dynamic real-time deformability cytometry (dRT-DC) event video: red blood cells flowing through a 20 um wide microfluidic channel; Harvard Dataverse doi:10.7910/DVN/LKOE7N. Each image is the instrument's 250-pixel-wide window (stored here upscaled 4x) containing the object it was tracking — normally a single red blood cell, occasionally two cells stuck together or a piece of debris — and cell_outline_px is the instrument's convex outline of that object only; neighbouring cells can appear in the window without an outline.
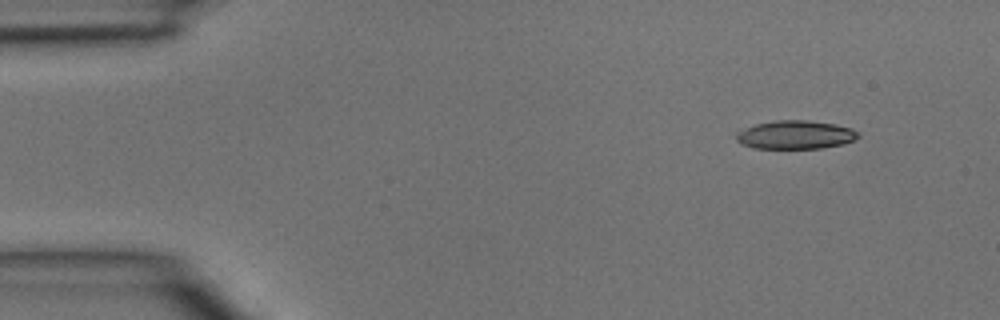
{"species": "common noctule bat (a hibernating species)", "species_latin": "Nyctalus noctula", "temperature_condition": "room temperature", "stored_images_in_passage": 3, "camera_frame_rate_fps": 3000, "um_per_image_px": 0.085, "animal": {"sex": "male", "body_mass_g": 15.6}, "frame": {"image": 1, "passage_image": 1, "time_ms": 0.0, "image_size_px": [1000, 320], "cell_outline_px": [[860, 136], [844, 144], [820, 148], [756, 148], [740, 144], [736, 140], [736, 132], [756, 124], [776, 120], [808, 120], [836, 124], [852, 128], [860, 132]], "centroid_in_image_um": [67.63, 11.45], "position_along_channel_um": 17.4, "area_um2": 20.29}}
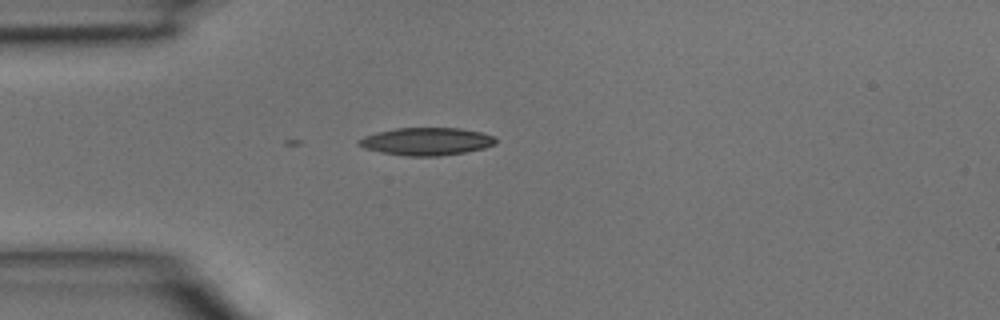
{"frame": {"image": 2, "passage_image": 3, "time_ms": 0.667, "image_size_px": [1000, 320], "cell_outline_px": [[496, 144], [484, 148], [464, 152], [440, 156], [408, 156], [380, 152], [364, 148], [356, 144], [356, 140], [364, 136], [376, 132], [396, 128], [460, 128], [484, 132], [492, 136], [496, 140]], "centroid_in_image_um": [36.23, 12.02], "position_along_channel_um": 48.8, "area_um2": 22.2}}